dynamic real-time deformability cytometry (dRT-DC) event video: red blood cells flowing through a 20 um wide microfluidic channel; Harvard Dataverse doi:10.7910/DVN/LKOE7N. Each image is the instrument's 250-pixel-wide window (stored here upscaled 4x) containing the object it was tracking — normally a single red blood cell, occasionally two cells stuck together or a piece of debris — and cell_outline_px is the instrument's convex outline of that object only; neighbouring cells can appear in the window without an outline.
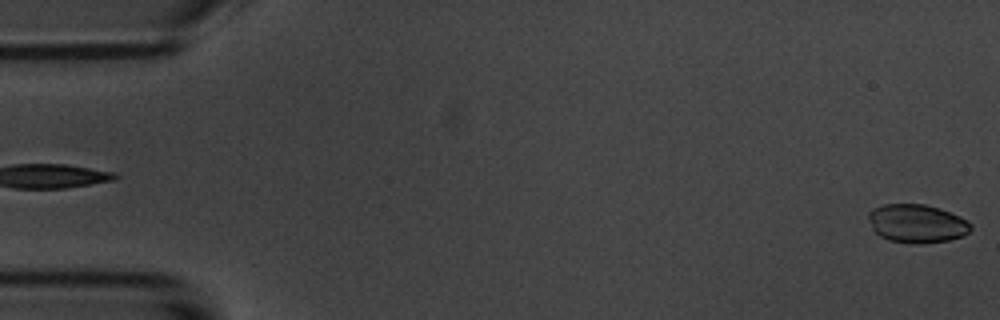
{"species": "common noctule bat (a hibernating species)", "species_latin": "Nyctalus noctula", "temperature_condition": "room temperature", "stored_images_in_passage": 6, "camera_frame_rate_fps": 3000, "um_per_image_px": 0.085, "animal": {"sex": "male", "body_mass_g": 20.1, "forearm_length_mm": 53.5}, "frame": {"image": 1, "passage_image": 6, "time_ms": 6.0, "image_size_px": [1000, 320], "cell_outline_px": [[972, 228], [964, 236], [948, 240], [920, 244], [912, 244], [888, 240], [880, 236], [872, 228], [868, 216], [868, 212], [872, 208], [884, 204], [924, 204], [940, 208], [960, 216], [968, 220], [972, 224]], "centroid_in_image_um": [77.95, 19.0], "position_along_channel_um": 7.1, "area_um2": 23.18}}